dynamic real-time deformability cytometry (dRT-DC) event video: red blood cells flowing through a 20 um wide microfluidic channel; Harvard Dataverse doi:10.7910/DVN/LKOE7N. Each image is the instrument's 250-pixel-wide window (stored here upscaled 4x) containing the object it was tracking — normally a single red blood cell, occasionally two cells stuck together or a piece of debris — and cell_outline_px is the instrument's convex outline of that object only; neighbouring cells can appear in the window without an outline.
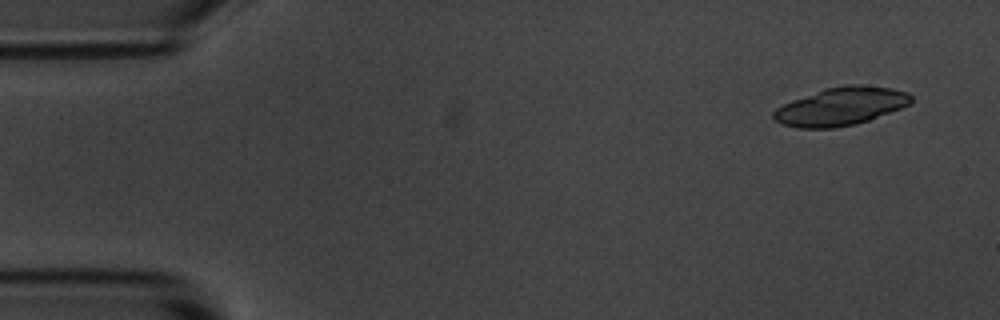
{"species": "common noctule bat (a hibernating species)", "species_latin": "Nyctalus noctula", "temperature_condition": "room temperature", "stored_images_in_passage": 12, "camera_frame_rate_fps": 3000, "um_per_image_px": 0.085, "animal": {"sex": "male", "body_mass_g": 20.1, "forearm_length_mm": 53.5}, "frame": {"image": 1, "passage_image": 3, "time_ms": 0.667, "image_size_px": [1000, 320], "cell_outline_px": [[912, 104], [868, 120], [856, 124], [836, 128], [796, 128], [780, 124], [772, 116], [772, 112], [776, 108], [792, 100], [824, 88], [844, 84], [860, 84], [892, 88], [908, 92], [912, 96]], "centroid_in_image_um": [71.47, 9.03], "position_along_channel_um": 13.5, "area_um2": 30.81}}